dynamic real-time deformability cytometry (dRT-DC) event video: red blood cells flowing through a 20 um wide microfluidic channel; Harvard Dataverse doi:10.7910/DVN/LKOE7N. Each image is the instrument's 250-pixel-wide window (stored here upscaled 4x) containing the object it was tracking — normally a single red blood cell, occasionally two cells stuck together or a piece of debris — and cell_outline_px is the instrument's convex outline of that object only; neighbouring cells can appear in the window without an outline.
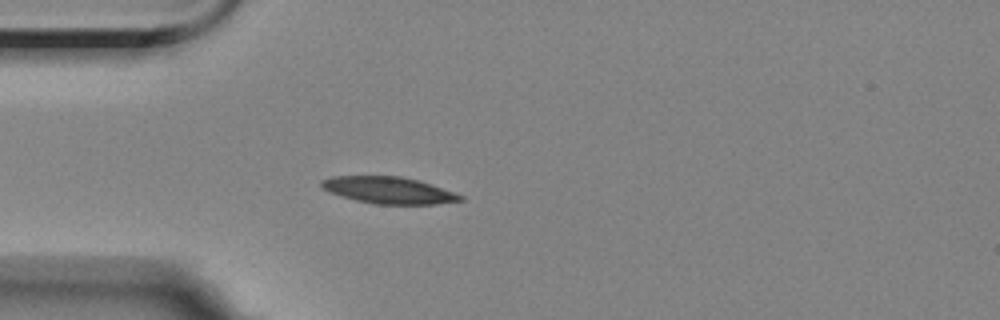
{"species": "Egyptian fruit bat (a non-hibernating species)", "species_latin": "Rousettus aegyptiacus", "temperature_condition": "room temperature", "stored_images_in_passage": 4, "camera_frame_rate_fps": 3000, "um_per_image_px": 0.085, "animal": {"sex": "female"}, "frame": {"image": 1, "passage_image": 4, "time_ms": 3.667, "image_size_px": [1000, 320], "cell_outline_px": [[464, 200], [436, 204], [376, 204], [356, 200], [328, 192], [320, 184], [320, 180], [332, 176], [400, 176], [420, 180], [456, 192], [464, 196]], "centroid_in_image_um": [33.07, 16.16], "position_along_channel_um": 51.9, "area_um2": 21.79}}